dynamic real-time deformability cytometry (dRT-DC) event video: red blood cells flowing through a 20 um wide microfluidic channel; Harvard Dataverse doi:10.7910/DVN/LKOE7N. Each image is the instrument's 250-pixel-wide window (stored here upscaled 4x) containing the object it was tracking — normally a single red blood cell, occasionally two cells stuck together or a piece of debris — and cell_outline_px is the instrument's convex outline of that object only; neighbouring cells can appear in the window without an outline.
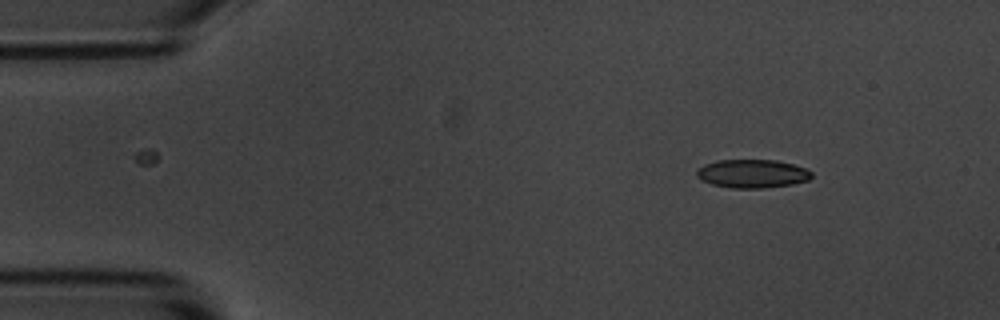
{"species": "common noctule bat (a hibernating species)", "species_latin": "Nyctalus noctula", "temperature_condition": "room temperature", "stored_images_in_passage": 6, "camera_frame_rate_fps": 3000, "um_per_image_px": 0.085, "animal": {"sex": "male", "body_mass_g": 20.1, "forearm_length_mm": 53.5}, "frame": {"image": 1, "passage_image": 1, "time_ms": 0.0, "image_size_px": [1000, 320], "cell_outline_px": [[812, 176], [808, 180], [792, 184], [764, 188], [732, 188], [712, 184], [700, 180], [696, 176], [696, 168], [704, 164], [716, 160], [776, 160], [792, 164], [804, 168], [812, 172]], "centroid_in_image_um": [63.9, 14.76], "position_along_channel_um": 21.1, "area_um2": 19.13}}
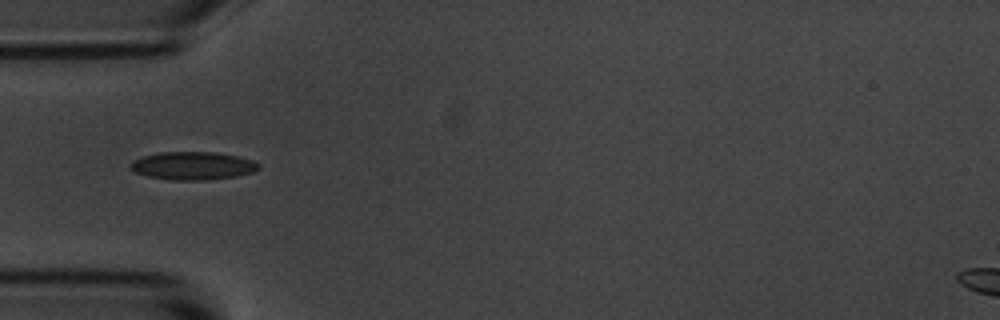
{"frame": {"image": 2, "passage_image": 4, "time_ms": 3.333, "image_size_px": [1000, 320], "cell_outline_px": [[260, 168], [252, 172], [236, 176], [204, 180], [172, 180], [148, 176], [136, 172], [132, 168], [132, 160], [144, 156], [160, 152], [216, 152], [240, 156], [252, 160], [260, 164]], "centroid_in_image_um": [16.44, 14.08], "position_along_channel_um": 68.6, "area_um2": 20.81}}
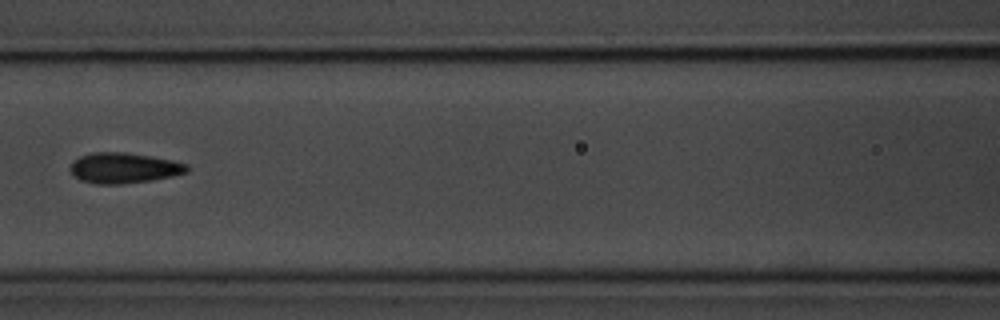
{"frame": {"image": 3, "passage_image": 6, "time_ms": 5.667, "image_size_px": [1000, 320], "cell_outline_px": [[188, 172], [172, 176], [152, 180], [120, 184], [96, 184], [80, 180], [72, 176], [72, 164], [80, 156], [92, 152], [124, 152], [152, 156], [172, 160], [188, 164]], "centroid_in_image_um": [10.55, 14.28], "position_along_channel_um": 156.1, "area_um2": 20.69}}